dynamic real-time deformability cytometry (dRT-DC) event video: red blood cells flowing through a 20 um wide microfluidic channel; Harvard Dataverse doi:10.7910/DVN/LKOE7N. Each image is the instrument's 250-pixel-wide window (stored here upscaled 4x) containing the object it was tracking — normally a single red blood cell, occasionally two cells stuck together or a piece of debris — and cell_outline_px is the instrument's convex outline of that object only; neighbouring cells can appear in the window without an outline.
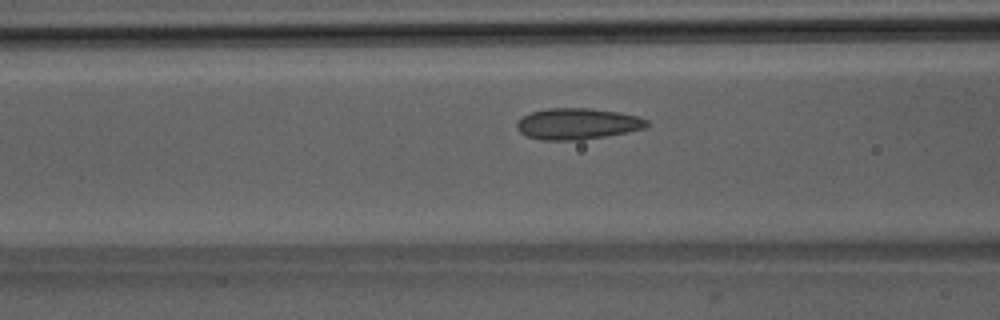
{"species": "Egyptian fruit bat (a non-hibernating species)", "species_latin": "Rousettus aegyptiacus", "temperature_condition": "room temperature", "stored_images_in_passage": 45, "camera_frame_rate_fps": 3000, "um_per_image_px": 0.085, "animal": {"sex": "male"}, "frame": {"image": 1, "passage_image": 14, "time_ms": 4.333, "image_size_px": [1000, 320], "cell_outline_px": [[652, 124], [644, 128], [628, 132], [580, 140], [540, 140], [528, 136], [520, 132], [516, 128], [516, 120], [532, 112], [548, 108], [588, 108], [620, 112], [636, 116], [648, 120]], "centroid_in_image_um": [49.08, 10.52], "position_along_channel_um": 117.5, "area_um2": 23.7}}
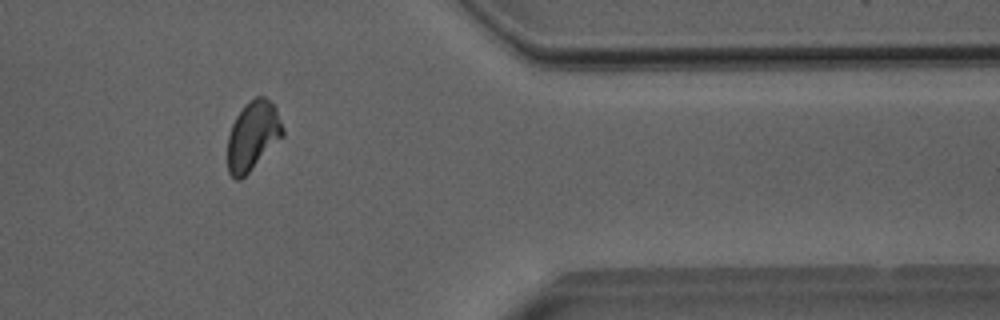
{"frame": {"image": 2, "passage_image": 36, "time_ms": 11.667, "image_size_px": [1000, 320], "cell_outline_px": [[284, 136], [240, 180], [236, 180], [228, 172], [228, 136], [232, 124], [236, 116], [244, 104], [256, 96], [264, 96], [276, 108], [284, 128]], "centroid_in_image_um": [21.49, 11.52], "position_along_channel_um": 389.9, "area_um2": 22.14}}
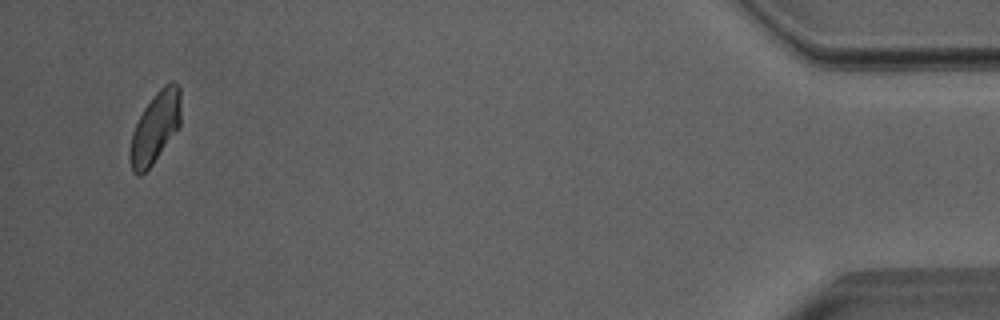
{"frame": {"image": 3, "passage_image": 43, "time_ms": 14.0, "image_size_px": [1000, 320], "cell_outline_px": [[180, 124], [152, 164], [140, 176], [136, 176], [132, 172], [128, 156], [128, 152], [132, 132], [144, 108], [156, 92], [164, 84], [172, 80], [180, 88]], "centroid_in_image_um": [13.16, 10.85], "position_along_channel_um": 422.0, "area_um2": 20.87}, "authors_computed_cell_mechanics": {"area_um2": 22.3686, "velocity_mm_per_s": 3.9781, "shape_relaxation_time_tau1_ms": 6.093, "shape_relaxation_time_tau2_ms": 1.9645, "deformation_change_tau1": 0.1257, "deformation_change_tau2": 0.0881}}